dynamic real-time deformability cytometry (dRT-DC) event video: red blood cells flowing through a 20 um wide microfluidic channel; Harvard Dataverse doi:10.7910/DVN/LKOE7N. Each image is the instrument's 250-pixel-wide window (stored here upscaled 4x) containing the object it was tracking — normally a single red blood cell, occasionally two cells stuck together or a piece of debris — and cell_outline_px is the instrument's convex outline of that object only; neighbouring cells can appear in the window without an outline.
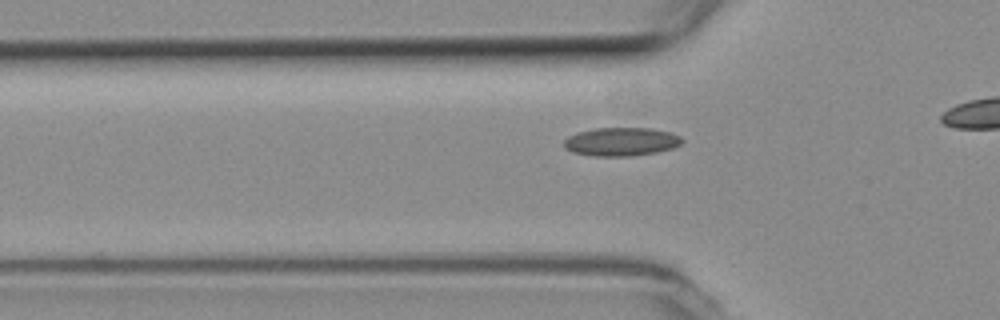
{"species": "common noctule bat (a hibernating species)", "species_latin": "Nyctalus noctula", "temperature_condition": "room temperature", "stored_images_in_passage": 31, "camera_frame_rate_fps": 3000, "um_per_image_px": 0.085, "animal": {"sex": "female", "body_mass_g": 19.3, "forearm_length_mm": 54.1}, "frame": {"image": 1, "passage_image": 9, "time_ms": 2.667, "image_size_px": [1000, 320], "cell_outline_px": [[684, 140], [680, 144], [672, 148], [656, 152], [628, 156], [592, 156], [572, 152], [564, 148], [564, 140], [568, 136], [580, 132], [596, 128], [652, 128], [668, 132], [680, 136]], "centroid_in_image_um": [52.78, 12.04], "position_along_channel_um": 73.0, "area_um2": 19.48}}
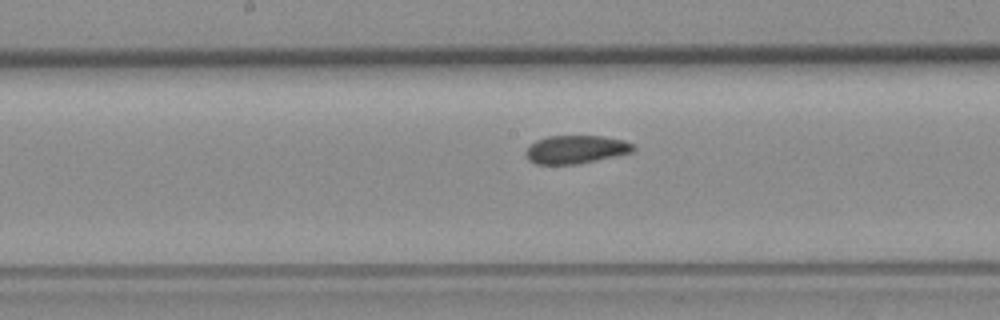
{"frame": {"image": 2, "passage_image": 19, "time_ms": 6.0, "image_size_px": [1000, 320], "cell_outline_px": [[636, 148], [632, 152], [596, 160], [576, 164], [536, 164], [528, 160], [528, 148], [536, 140], [548, 136], [600, 136], [624, 140], [632, 144]], "centroid_in_image_um": [48.97, 12.7], "position_along_channel_um": 199.2, "area_um2": 17.34}}
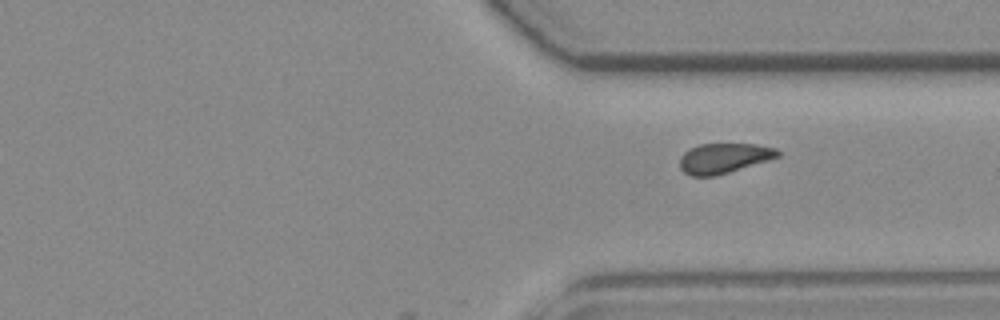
{"frame": {"image": 3, "passage_image": 31, "time_ms": 10.0, "image_size_px": [1000, 320], "cell_outline_px": [[780, 156], [768, 160], [716, 176], [688, 176], [680, 168], [680, 156], [688, 148], [700, 144], [756, 144], [776, 148], [780, 152]], "centroid_in_image_um": [61.5, 13.44], "position_along_channel_um": 349.9, "area_um2": 17.22}}